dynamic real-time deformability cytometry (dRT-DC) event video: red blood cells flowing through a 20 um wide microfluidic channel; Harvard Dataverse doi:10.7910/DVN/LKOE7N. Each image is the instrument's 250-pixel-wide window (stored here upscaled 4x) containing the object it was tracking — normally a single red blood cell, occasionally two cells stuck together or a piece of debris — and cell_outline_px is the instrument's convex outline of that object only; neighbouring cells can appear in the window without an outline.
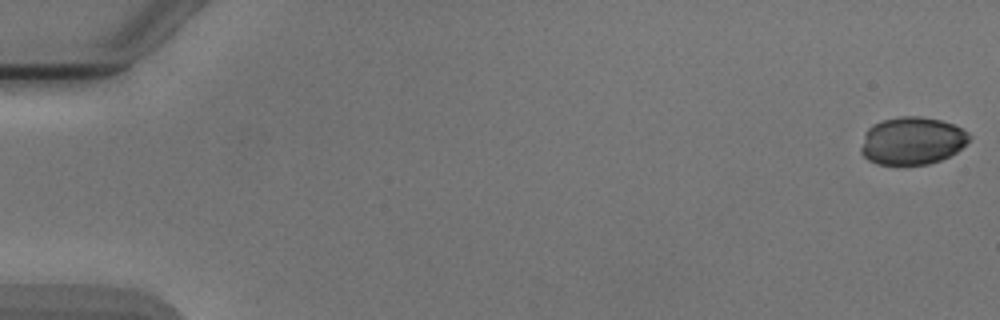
{"species": "Egyptian fruit bat (a non-hibernating species)", "species_latin": "Rousettus aegyptiacus", "temperature_condition": "cold", "stored_images_in_passage": 7, "camera_frame_rate_fps": 3000, "um_per_image_px": 0.085, "animal": {"sex": "male"}, "frame": {"image": 1, "passage_image": 1, "time_ms": 0.0, "image_size_px": [1000, 320], "cell_outline_px": [[972, 136], [956, 152], [940, 160], [928, 164], [876, 164], [868, 160], [860, 152], [860, 148], [864, 132], [872, 124], [884, 120], [900, 116], [920, 116], [940, 120], [952, 124], [968, 132]], "centroid_in_image_um": [77.49, 11.96], "position_along_channel_um": 7.5, "area_um2": 30.0}}
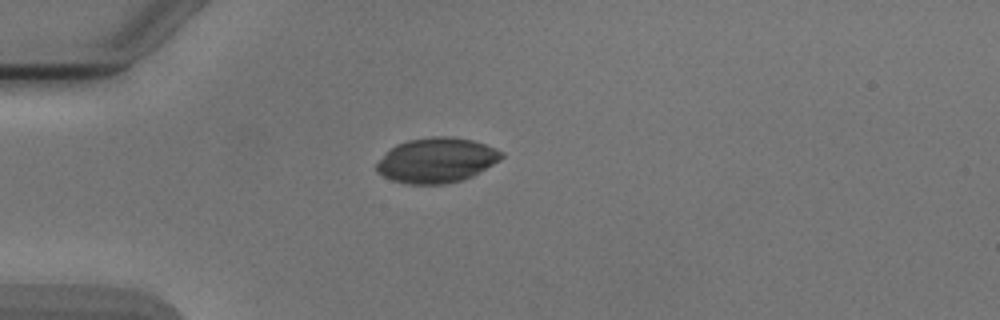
{"frame": {"image": 2, "passage_image": 5, "time_ms": 4.667, "image_size_px": [1000, 320], "cell_outline_px": [[504, 156], [500, 160], [472, 176], [464, 180], [444, 184], [408, 184], [392, 180], [376, 172], [376, 164], [396, 144], [408, 140], [432, 136], [452, 136], [472, 140], [496, 148], [504, 152]], "centroid_in_image_um": [37.14, 13.62], "position_along_channel_um": 47.9, "area_um2": 32.66}}